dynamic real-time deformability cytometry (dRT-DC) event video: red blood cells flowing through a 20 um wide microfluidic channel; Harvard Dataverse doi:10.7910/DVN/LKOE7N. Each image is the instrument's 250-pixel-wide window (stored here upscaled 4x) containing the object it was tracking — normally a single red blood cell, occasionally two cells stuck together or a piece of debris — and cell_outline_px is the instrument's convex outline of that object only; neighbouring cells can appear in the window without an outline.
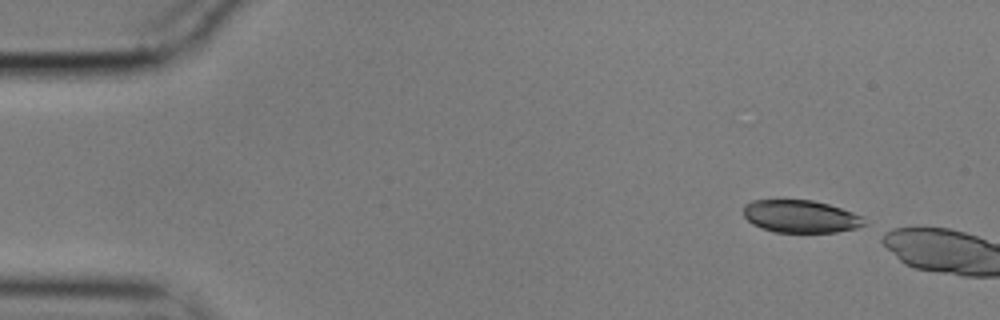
{"species": "common noctule bat (a hibernating species)", "species_latin": "Nyctalus noctula", "temperature_condition": "cold", "stored_images_in_passage": 5, "camera_frame_rate_fps": 3000, "um_per_image_px": 0.085, "animal": {"sex": "male", "body_mass_g": 17.9}, "frame": {"image": 1, "passage_image": 1, "time_ms": 0.0, "image_size_px": [1000, 320], "cell_outline_px": [[868, 224], [856, 228], [836, 232], [772, 232], [752, 224], [744, 216], [744, 204], [752, 200], [776, 196], [812, 200], [828, 204], [864, 216]], "centroid_in_image_um": [68.01, 18.34], "position_along_channel_um": 17.0, "area_um2": 23.93}}